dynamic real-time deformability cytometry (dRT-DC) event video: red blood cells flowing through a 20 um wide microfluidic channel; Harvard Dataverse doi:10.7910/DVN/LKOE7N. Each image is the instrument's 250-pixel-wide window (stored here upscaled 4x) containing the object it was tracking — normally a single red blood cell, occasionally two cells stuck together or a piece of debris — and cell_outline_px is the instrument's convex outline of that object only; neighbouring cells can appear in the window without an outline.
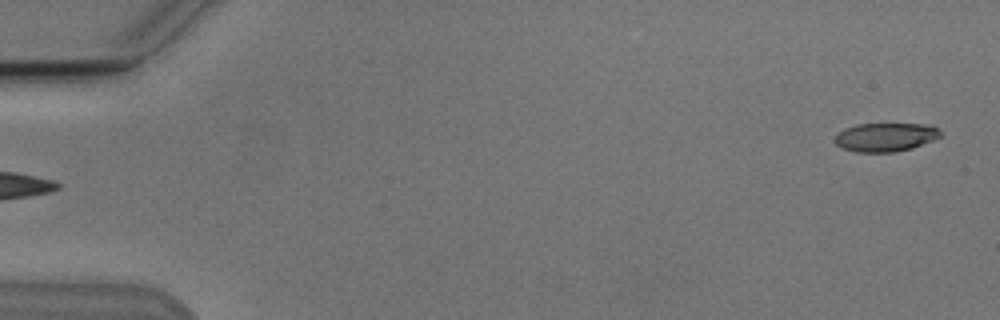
{"species": "Egyptian fruit bat (a non-hibernating species)", "species_latin": "Rousettus aegyptiacus", "temperature_condition": "cold", "stored_images_in_passage": 5, "segment_of_instrument_passage": [2, 2], "camera_frame_rate_fps": 3000, "um_per_image_px": 0.085, "animal": {"sex": "male"}, "frame": {"image": 1, "passage_image": 5, "time_ms": 4.667, "image_size_px": [1000, 320], "cell_outline_px": [[940, 136], [932, 140], [912, 148], [896, 152], [856, 152], [844, 148], [836, 144], [836, 136], [844, 128], [856, 124], [932, 124], [940, 128]], "centroid_in_image_um": [75.3, 11.65], "position_along_channel_um": 9.7, "area_um2": 17.57}}